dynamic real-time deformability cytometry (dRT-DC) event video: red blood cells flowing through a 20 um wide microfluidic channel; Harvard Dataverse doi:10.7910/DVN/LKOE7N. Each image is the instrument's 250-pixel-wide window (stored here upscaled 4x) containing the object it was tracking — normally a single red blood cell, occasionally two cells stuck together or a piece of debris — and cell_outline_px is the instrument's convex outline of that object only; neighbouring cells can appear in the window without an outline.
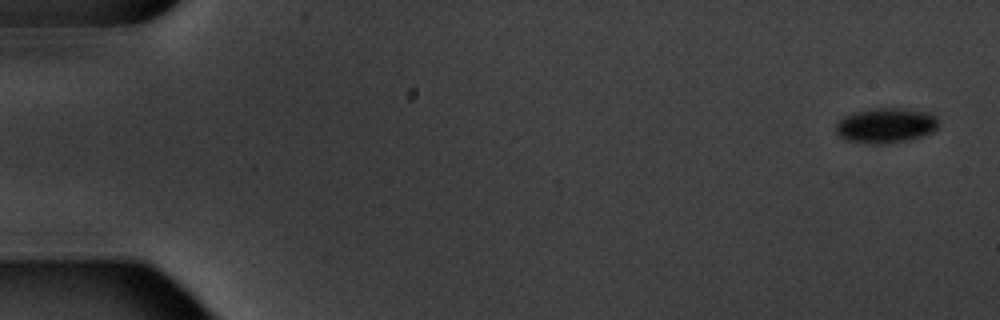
{"species": "common noctule bat (a hibernating species)", "species_latin": "Nyctalus noctula", "temperature_condition": "warm", "stored_images_in_passage": 8, "camera_frame_rate_fps": 3000, "um_per_image_px": 0.085, "animal": {"sex": "male", "body_mass_g": 20.1, "forearm_length_mm": 53.5}, "frame": {"image": 1, "passage_image": 1, "time_ms": 0.0, "image_size_px": [1000, 320], "cell_outline_px": [[936, 128], [932, 132], [908, 140], [884, 144], [868, 144], [844, 140], [836, 132], [836, 124], [844, 116], [856, 112], [876, 108], [900, 108], [932, 112], [936, 116]], "centroid_in_image_um": [75.28, 10.67], "position_along_channel_um": 9.7, "area_um2": 20.92}}
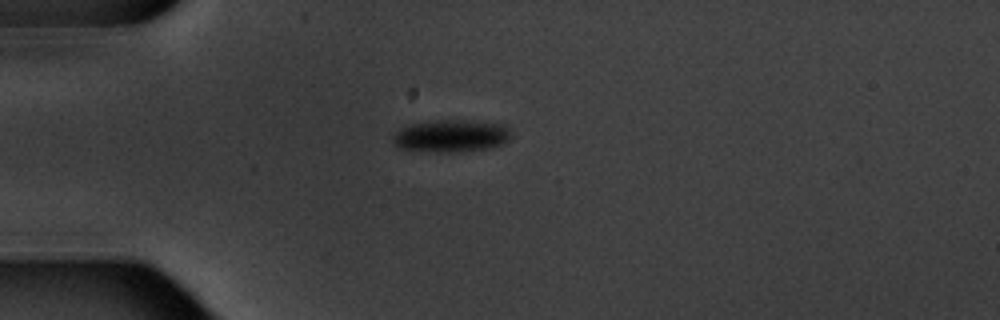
{"frame": {"image": 2, "passage_image": 5, "time_ms": 4.667, "image_size_px": [1000, 320], "cell_outline_px": [[508, 140], [504, 144], [492, 148], [460, 152], [436, 152], [400, 148], [392, 144], [392, 136], [400, 128], [412, 124], [436, 120], [464, 120], [504, 124], [508, 128]], "centroid_in_image_um": [38.33, 11.56], "position_along_channel_um": 46.7, "area_um2": 22.37}}